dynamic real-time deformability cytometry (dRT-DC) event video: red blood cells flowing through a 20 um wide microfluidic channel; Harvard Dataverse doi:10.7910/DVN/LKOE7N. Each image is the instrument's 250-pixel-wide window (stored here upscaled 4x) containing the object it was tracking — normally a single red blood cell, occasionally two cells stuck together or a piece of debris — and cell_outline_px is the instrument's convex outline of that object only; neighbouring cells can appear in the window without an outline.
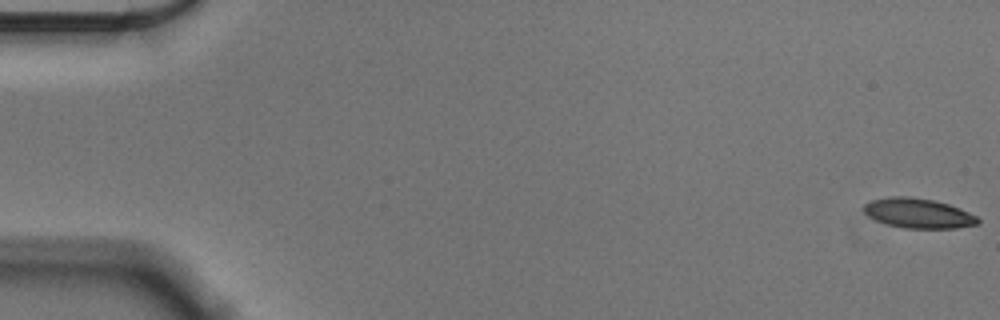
{"species": "Egyptian fruit bat (a non-hibernating species)", "species_latin": "Rousettus aegyptiacus", "temperature_condition": "cold", "stored_images_in_passage": 57, "camera_frame_rate_fps": 3000, "um_per_image_px": 0.085, "animal": {"sex": "male"}, "frame": {"image": 1, "passage_image": 1, "time_ms": 0.0, "image_size_px": [1000, 320], "cell_outline_px": [[980, 224], [956, 228], [904, 228], [888, 224], [876, 220], [868, 216], [864, 212], [864, 204], [868, 200], [888, 196], [908, 196], [932, 200], [948, 204], [960, 208], [976, 216], [980, 220]], "centroid_in_image_um": [78.04, 18.12], "position_along_channel_um": 7.0, "area_um2": 19.88}}
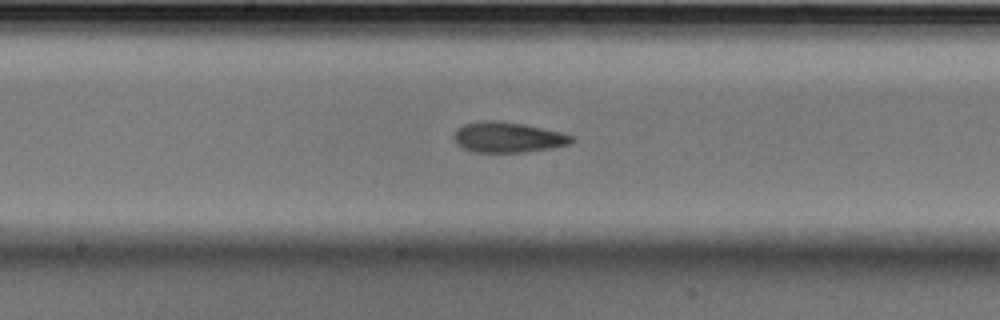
{"frame": {"image": 2, "passage_image": 30, "time_ms": 9.667, "image_size_px": [1000, 320], "cell_outline_px": [[576, 140], [572, 144], [552, 148], [524, 152], [472, 152], [456, 144], [452, 136], [456, 128], [464, 124], [484, 120], [496, 120], [524, 124], [560, 132], [572, 136]], "centroid_in_image_um": [43.15, 11.67], "position_along_channel_um": 205.0, "area_um2": 21.1}}
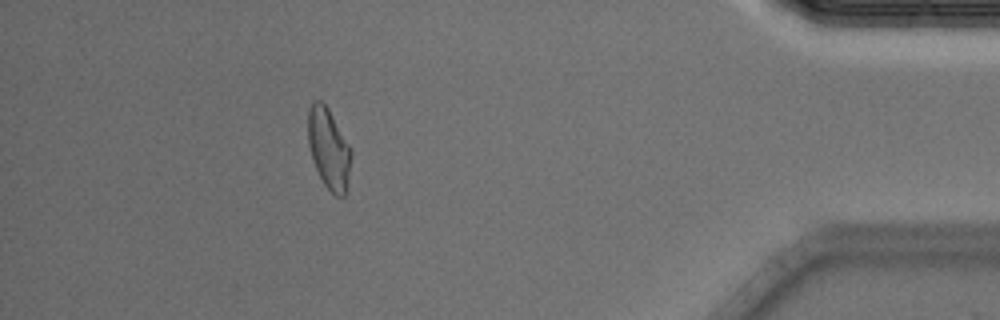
{"frame": {"image": 3, "passage_image": 51, "time_ms": 16.667, "image_size_px": [1000, 320], "cell_outline_px": [[352, 156], [344, 196], [336, 196], [324, 184], [312, 160], [308, 144], [308, 112], [312, 100], [320, 100], [328, 108], [352, 148]], "centroid_in_image_um": [27.94, 12.59], "position_along_channel_um": 407.3, "area_um2": 20.23}, "authors_computed_cell_mechanics": {"area_um2": 20.4034, "velocity_mm_per_s": 3.5767, "shape_relaxation_time_tau1_ms": 6.3842, "shape_relaxation_time_tau2_ms": 2.7641, "deformation_change_tau1": 0.1467, "deformation_change_tau2": 0.1025}}